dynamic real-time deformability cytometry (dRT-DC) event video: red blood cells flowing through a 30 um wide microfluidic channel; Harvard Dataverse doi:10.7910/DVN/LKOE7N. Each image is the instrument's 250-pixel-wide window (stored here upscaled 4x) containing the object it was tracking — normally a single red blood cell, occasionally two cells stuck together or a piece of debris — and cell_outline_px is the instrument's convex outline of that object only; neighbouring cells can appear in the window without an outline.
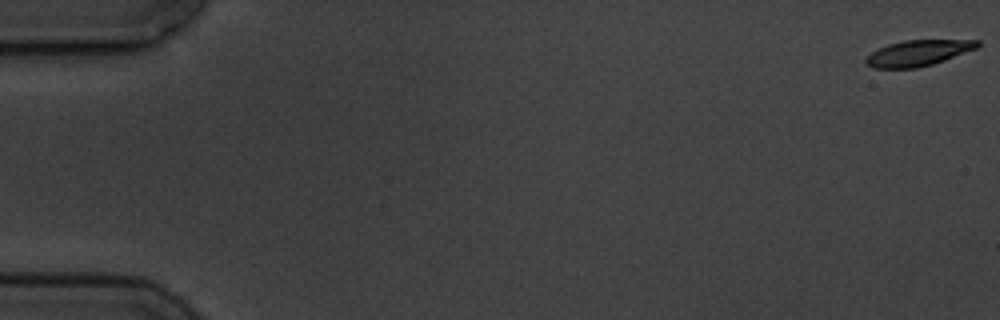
{"species": "common noctule bat (a hibernating species)", "species_latin": "Nyctalus noctula", "temperature_condition": "cold", "stored_images_in_passage": 6, "camera_frame_rate_fps": 3000, "um_per_image_px": 0.085, "animal": {"sex": "male", "body_mass_g": 19.5, "forearm_length_mm": 54.6}, "frame": {"image": 1, "passage_image": 1, "time_ms": 0.0, "image_size_px": [1000, 320], "cell_outline_px": [[980, 44], [976, 48], [944, 60], [932, 64], [916, 68], [872, 68], [864, 64], [864, 60], [872, 52], [888, 44], [904, 40], [980, 40]], "centroid_in_image_um": [78.0, 4.51], "position_along_channel_um": 7.0, "area_um2": 16.65}}
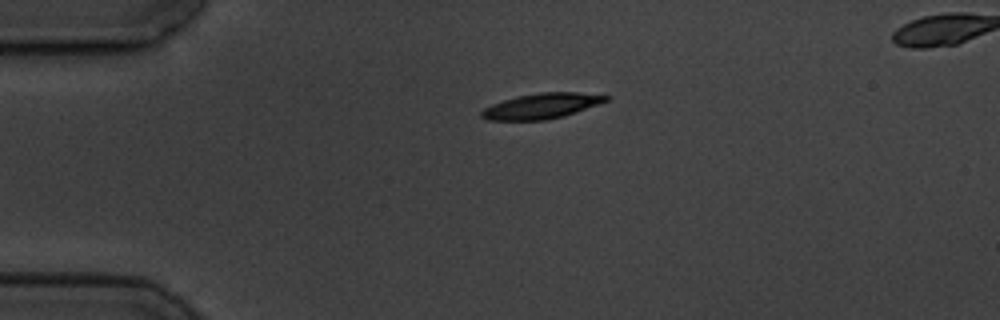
{"frame": {"image": 2, "passage_image": 4, "time_ms": 4.333, "image_size_px": [1000, 320], "cell_outline_px": [[612, 96], [608, 100], [576, 112], [564, 116], [544, 120], [488, 120], [480, 116], [480, 112], [484, 108], [492, 104], [516, 96], [540, 92], [580, 92]], "centroid_in_image_um": [46.03, 9.0], "position_along_channel_um": 39.0, "area_um2": 18.38}}